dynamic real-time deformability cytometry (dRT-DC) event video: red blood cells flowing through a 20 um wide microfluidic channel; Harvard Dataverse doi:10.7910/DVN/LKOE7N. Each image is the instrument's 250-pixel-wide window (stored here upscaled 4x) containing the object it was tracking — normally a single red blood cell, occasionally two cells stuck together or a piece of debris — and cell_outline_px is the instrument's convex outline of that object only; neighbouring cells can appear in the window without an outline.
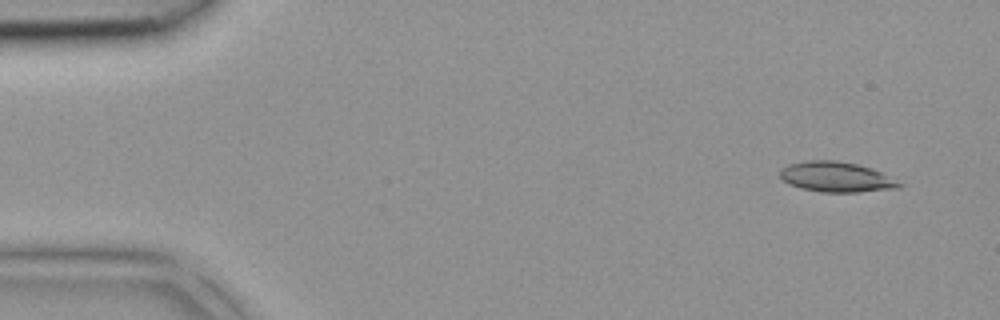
{"species": "common noctule bat (a hibernating species)", "species_latin": "Nyctalus noctula", "temperature_condition": "room temperature", "stored_images_in_passage": 42, "camera_frame_rate_fps": 3000, "um_per_image_px": 0.085, "animal": {"sex": "female", "body_mass_g": 18.4}, "frame": {"image": 1, "passage_image": 3, "time_ms": 0.667, "image_size_px": [1000, 320], "cell_outline_px": [[904, 184], [900, 188], [860, 192], [820, 192], [800, 188], [788, 184], [780, 176], [780, 172], [788, 164], [808, 160], [836, 160], [856, 164], [872, 168]], "centroid_in_image_um": [71.09, 15.05], "position_along_channel_um": 13.9, "area_um2": 20.98}}
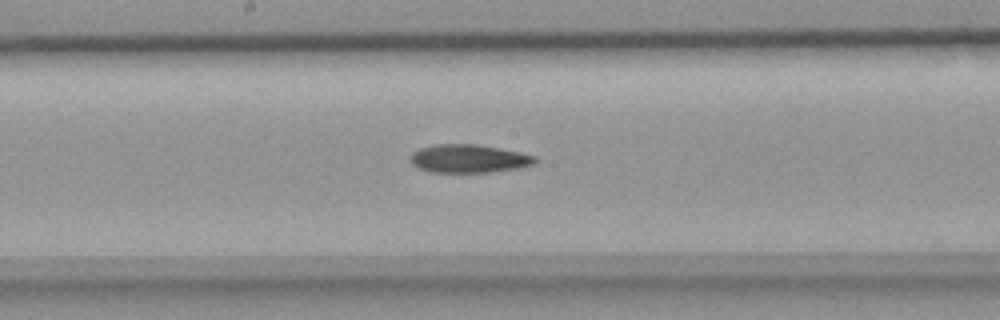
{"frame": {"image": 2, "passage_image": 22, "time_ms": 7.0, "image_size_px": [1000, 320], "cell_outline_px": [[540, 160], [536, 164], [516, 168], [488, 172], [428, 172], [412, 164], [408, 160], [412, 152], [420, 148], [436, 144], [476, 144], [520, 152], [536, 156]], "centroid_in_image_um": [39.84, 13.48], "position_along_channel_um": 208.4, "area_um2": 20.63}}
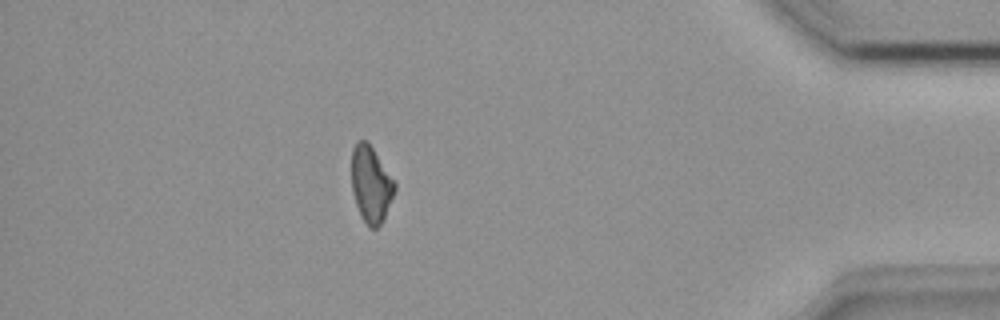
{"frame": {"image": 3, "passage_image": 37, "time_ms": 12.0, "image_size_px": [1000, 320], "cell_outline_px": [[396, 188], [384, 220], [376, 228], [368, 228], [360, 216], [352, 192], [352, 148], [356, 140], [364, 140], [372, 148], [396, 184]], "centroid_in_image_um": [31.51, 15.71], "position_along_channel_um": 403.7, "area_um2": 19.07}}